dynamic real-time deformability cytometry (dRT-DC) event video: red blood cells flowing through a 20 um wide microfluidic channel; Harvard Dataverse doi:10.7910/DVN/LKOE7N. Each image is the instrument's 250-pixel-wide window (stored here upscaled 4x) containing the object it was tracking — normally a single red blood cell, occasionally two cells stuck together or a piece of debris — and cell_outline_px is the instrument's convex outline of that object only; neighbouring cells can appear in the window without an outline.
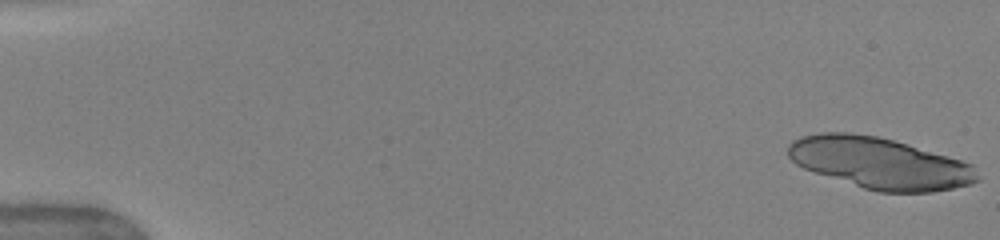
{"species": "human", "species_latin": "Homo sapiens", "temperature_condition": "warm", "stored_images_in_passage": 16, "camera_frame_rate_fps": 3000, "um_per_image_px": 0.085, "donor": {"sex": "female"}, "frame": {"image": 1, "passage_image": 1, "time_ms": 0.0, "image_size_px": [1000, 240], "cell_outline_px": [[980, 180], [972, 184], [932, 192], [876, 192], [804, 168], [796, 164], [788, 156], [788, 144], [792, 140], [800, 136], [824, 132], [848, 132], [876, 136], [892, 140], [948, 156], [972, 164], [980, 176]], "centroid_in_image_um": [74.78, 13.86], "position_along_channel_um": 10.2, "area_um2": 56.3}}